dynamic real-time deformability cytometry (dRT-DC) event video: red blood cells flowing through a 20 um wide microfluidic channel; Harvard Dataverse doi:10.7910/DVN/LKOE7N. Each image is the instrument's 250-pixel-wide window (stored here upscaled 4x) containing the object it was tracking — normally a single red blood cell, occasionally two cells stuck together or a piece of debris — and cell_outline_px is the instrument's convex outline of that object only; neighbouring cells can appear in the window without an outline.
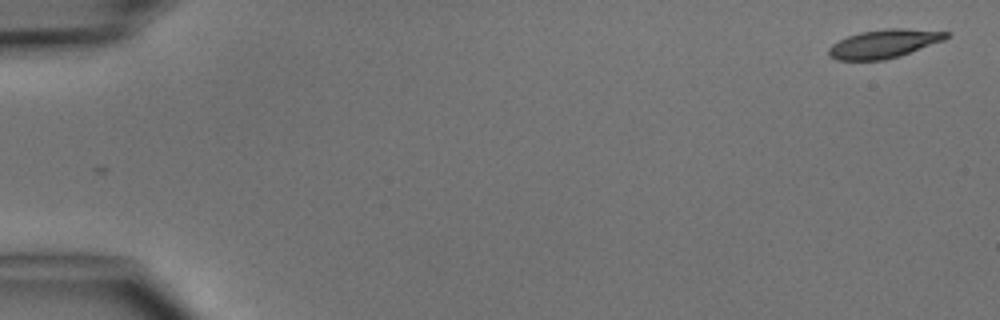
{"species": "common noctule bat (a hibernating species)", "species_latin": "Nyctalus noctula", "temperature_condition": "cold", "stored_images_in_passage": 4, "camera_frame_rate_fps": 3000, "um_per_image_px": 0.085, "animal": {"sex": "male", "body_mass_g": 15.6}, "frame": {"image": 1, "passage_image": 1, "time_ms": 0.0, "image_size_px": [1000, 320], "cell_outline_px": [[948, 36], [944, 40], [900, 56], [884, 60], [836, 60], [828, 56], [828, 48], [832, 44], [848, 36], [860, 32], [884, 28], [904, 28], [948, 32]], "centroid_in_image_um": [75.11, 3.72], "position_along_channel_um": 9.9, "area_um2": 19.54}}